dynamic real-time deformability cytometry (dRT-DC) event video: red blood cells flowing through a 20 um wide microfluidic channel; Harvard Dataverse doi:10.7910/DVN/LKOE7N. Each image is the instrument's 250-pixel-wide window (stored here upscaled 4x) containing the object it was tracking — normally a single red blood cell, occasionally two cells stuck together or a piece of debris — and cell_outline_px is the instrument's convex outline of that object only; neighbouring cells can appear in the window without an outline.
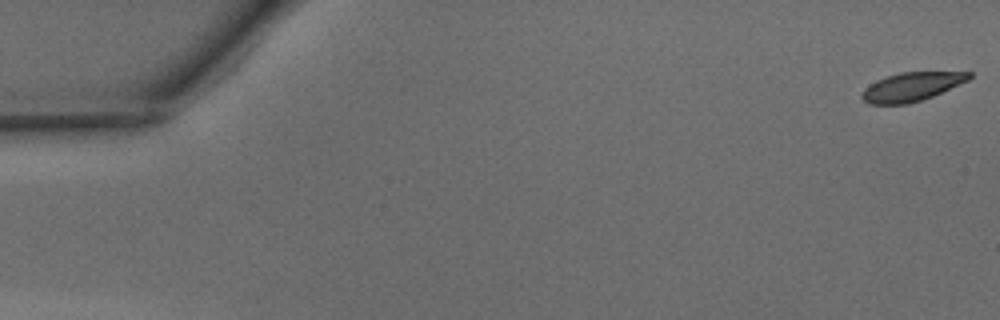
{"species": "common noctule bat (a hibernating species)", "species_latin": "Nyctalus noctula", "temperature_condition": "warm", "stored_images_in_passage": 50, "camera_frame_rate_fps": 3000, "um_per_image_px": 0.085, "animal": {"sex": "male", "body_mass_g": 15.6}, "frame": {"image": 1, "passage_image": 1, "time_ms": 0.0, "image_size_px": [1000, 320], "cell_outline_px": [[972, 76], [968, 80], [932, 96], [908, 104], [868, 104], [860, 96], [864, 88], [876, 80], [900, 72], [972, 72]], "centroid_in_image_um": [77.45, 7.37], "position_along_channel_um": 7.6, "area_um2": 17.74}}
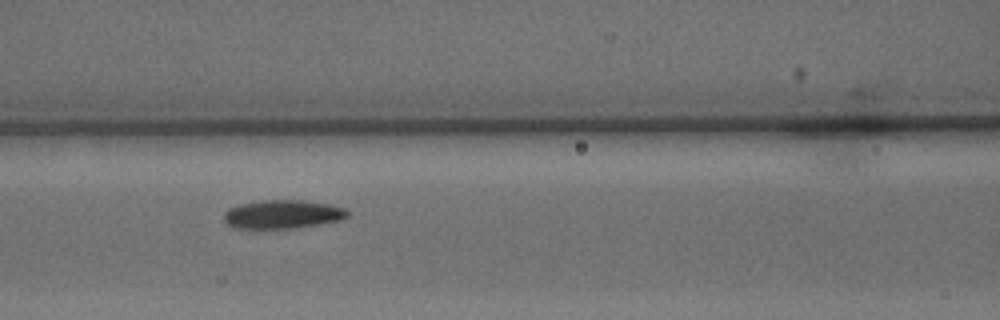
{"frame": {"image": 2, "passage_image": 22, "time_ms": 7.0, "image_size_px": [1000, 320], "cell_outline_px": [[348, 216], [340, 220], [320, 224], [296, 228], [232, 228], [224, 220], [224, 212], [228, 208], [240, 204], [260, 200], [304, 200], [332, 204], [344, 208], [348, 212]], "centroid_in_image_um": [24.02, 18.2], "position_along_channel_um": 142.6, "area_um2": 20.75}}
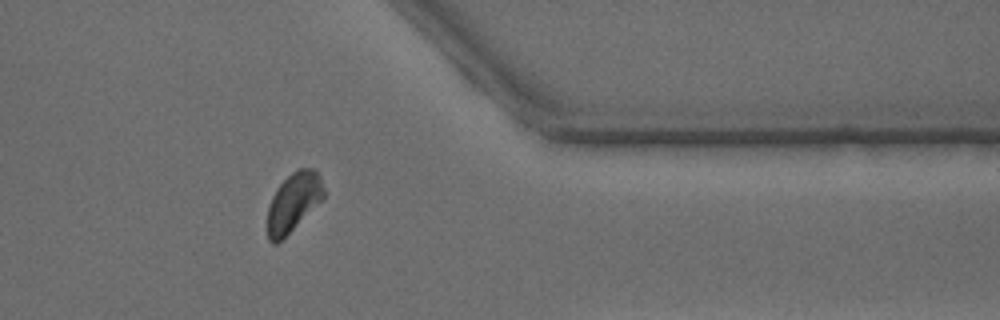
{"frame": {"image": 3, "passage_image": 41, "time_ms": 13.333, "image_size_px": [1000, 320], "cell_outline_px": [[324, 196], [276, 244], [272, 244], [268, 240], [268, 204], [276, 188], [292, 172], [300, 168], [312, 168], [320, 176], [324, 188]], "centroid_in_image_um": [24.91, 17.15], "position_along_channel_um": 386.5, "area_um2": 18.61}, "authors_computed_cell_mechanics": {"area_um2": 19.941, "velocity_mm_per_s": 4.0836, "shape_relaxation_time_tau1_ms": 8.4427, "shape_relaxation_time_tau2_ms": 3.2928, "deformation_change_tau1": 0.2232, "deformation_change_tau2": 0.0917}}